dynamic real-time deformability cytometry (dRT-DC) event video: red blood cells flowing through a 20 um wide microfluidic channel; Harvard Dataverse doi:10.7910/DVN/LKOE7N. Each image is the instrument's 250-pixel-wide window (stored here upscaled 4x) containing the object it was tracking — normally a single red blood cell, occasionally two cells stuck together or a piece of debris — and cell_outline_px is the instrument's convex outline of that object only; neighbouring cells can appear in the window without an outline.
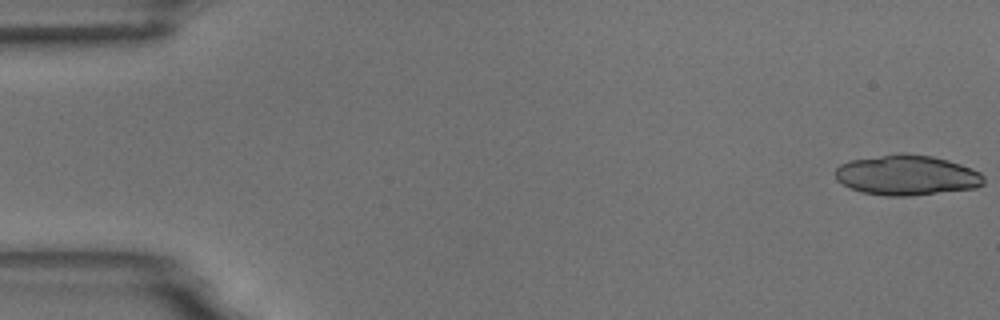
{"species": "common noctule bat (a hibernating species)", "species_latin": "Nyctalus noctula", "temperature_condition": "room temperature", "stored_images_in_passage": 21, "camera_frame_rate_fps": 3000, "um_per_image_px": 0.085, "animal": {"sex": "male", "body_mass_g": 18.8}, "frame": {"image": 1, "passage_image": 1, "time_ms": 0.0, "image_size_px": [1000, 320], "cell_outline_px": [[984, 184], [976, 188], [908, 196], [884, 196], [860, 192], [836, 180], [836, 168], [840, 164], [848, 160], [900, 152], [904, 152], [932, 156], [948, 160], [972, 168], [980, 172], [984, 176]], "centroid_in_image_um": [77.08, 14.88], "position_along_channel_um": 7.9, "area_um2": 35.08}}